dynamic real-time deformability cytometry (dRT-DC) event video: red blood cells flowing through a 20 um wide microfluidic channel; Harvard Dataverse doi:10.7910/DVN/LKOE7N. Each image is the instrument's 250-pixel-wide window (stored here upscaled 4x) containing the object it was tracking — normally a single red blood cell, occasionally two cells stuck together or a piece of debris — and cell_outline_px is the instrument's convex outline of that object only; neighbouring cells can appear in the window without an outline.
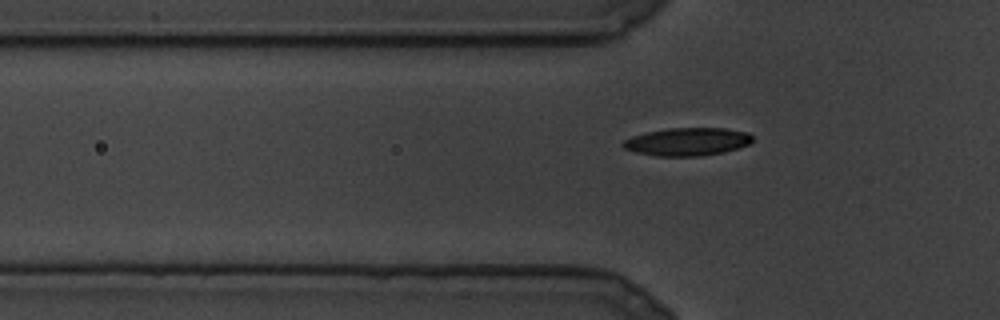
{"species": "common noctule bat (a hibernating species)", "species_latin": "Nyctalus noctula", "temperature_condition": "cold", "stored_images_in_passage": 62, "camera_frame_rate_fps": 3000, "um_per_image_px": 0.085, "animal": {"sex": "male", "body_mass_g": 19.5, "forearm_length_mm": 54.6}, "frame": {"image": 1, "passage_image": 4, "time_ms": 1.0, "image_size_px": [1000, 320], "cell_outline_px": [[752, 140], [748, 144], [724, 152], [700, 156], [656, 156], [636, 152], [624, 148], [620, 144], [624, 140], [632, 136], [648, 132], [668, 128], [724, 128], [748, 132], [752, 136]], "centroid_in_image_um": [58.4, 12.04], "position_along_channel_um": 67.4, "area_um2": 20.98}}
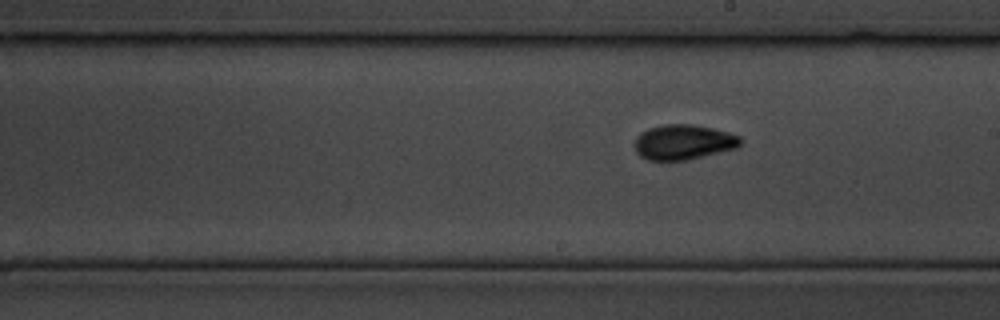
{"frame": {"image": 2, "passage_image": 30, "time_ms": 9.667, "image_size_px": [1000, 320], "cell_outline_px": [[740, 144], [736, 148], [684, 160], [648, 160], [640, 156], [636, 152], [632, 144], [636, 136], [640, 132], [648, 128], [664, 124], [692, 124], [712, 128], [728, 132], [740, 136]], "centroid_in_image_um": [58.02, 12.07], "position_along_channel_um": 231.0, "area_um2": 21.62}}
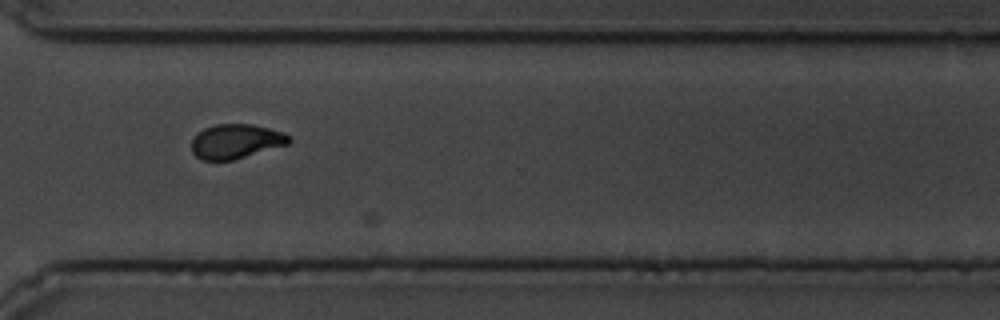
{"frame": {"image": 3, "passage_image": 49, "time_ms": 16.0, "image_size_px": [1000, 320], "cell_outline_px": [[292, 140], [288, 144], [232, 160], [200, 160], [192, 152], [192, 140], [204, 128], [216, 124], [252, 124], [284, 132]], "centroid_in_image_um": [20.05, 12.01], "position_along_channel_um": 350.6, "area_um2": 19.36}}